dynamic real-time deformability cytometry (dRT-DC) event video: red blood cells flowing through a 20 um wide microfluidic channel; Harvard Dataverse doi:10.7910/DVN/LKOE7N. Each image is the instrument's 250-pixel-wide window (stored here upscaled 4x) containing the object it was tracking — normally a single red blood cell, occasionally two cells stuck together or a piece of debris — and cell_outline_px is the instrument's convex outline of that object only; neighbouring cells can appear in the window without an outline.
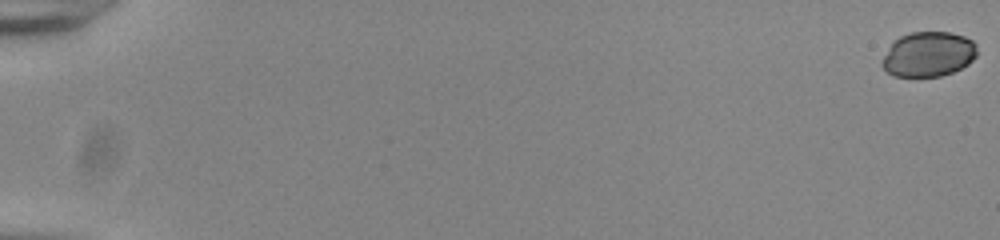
{"species": "common noctule bat (a hibernating species)", "species_latin": "Nyctalus noctula", "temperature_condition": "room temperature", "stored_images_in_passage": 56, "camera_frame_rate_fps": 3000, "um_per_image_px": 0.085, "animal": {"sex": "male", "body_mass_g": 20.0, "forearm_length_mm": 53.3}, "frame": {"image": 1, "passage_image": 1, "time_ms": 0.0, "image_size_px": [1000, 240], "cell_outline_px": [[976, 56], [968, 64], [952, 72], [940, 76], [892, 76], [880, 64], [888, 48], [900, 36], [912, 32], [948, 32], [964, 36], [972, 40], [976, 44]], "centroid_in_image_um": [78.91, 4.61], "position_along_channel_um": 6.1, "area_um2": 24.68}}
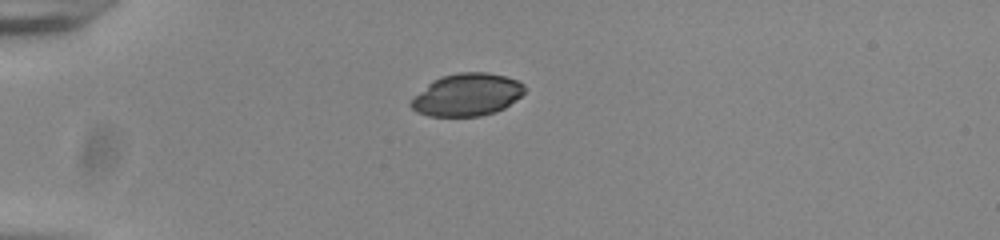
{"frame": {"image": 2, "passage_image": 17, "time_ms": 5.333, "image_size_px": [1000, 240], "cell_outline_px": [[524, 92], [520, 96], [504, 108], [496, 112], [480, 116], [428, 116], [416, 112], [408, 104], [432, 80], [440, 76], [460, 72], [488, 72], [504, 76], [516, 80], [524, 84]], "centroid_in_image_um": [39.69, 8.05], "position_along_channel_um": 45.3, "area_um2": 27.98}}
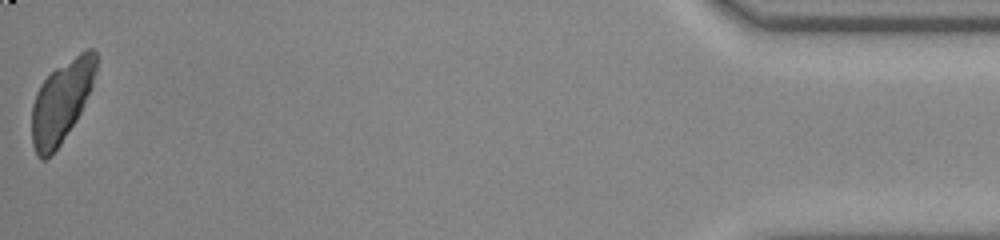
{"frame": {"image": 3, "passage_image": 56, "time_ms": 18.333, "image_size_px": [1000, 240], "cell_outline_px": [[96, 72], [92, 88], [76, 120], [60, 144], [44, 160], [40, 160], [36, 156], [32, 144], [32, 104], [36, 92], [40, 84], [56, 68], [80, 52], [88, 48], [92, 48], [96, 52]], "centroid_in_image_um": [5.22, 8.62], "position_along_channel_um": 430.0, "area_um2": 30.4}}